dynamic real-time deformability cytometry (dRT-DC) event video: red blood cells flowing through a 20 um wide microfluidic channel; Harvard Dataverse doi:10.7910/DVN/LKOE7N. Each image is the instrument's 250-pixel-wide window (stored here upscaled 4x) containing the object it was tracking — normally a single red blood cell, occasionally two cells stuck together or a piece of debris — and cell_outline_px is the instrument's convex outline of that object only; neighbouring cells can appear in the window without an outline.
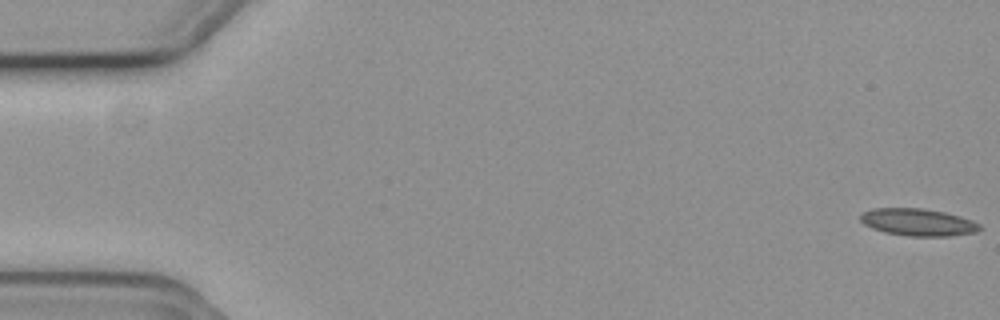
{"species": "common noctule bat (a hibernating species)", "species_latin": "Nyctalus noctula", "temperature_condition": "cold", "stored_images_in_passage": 9, "camera_frame_rate_fps": 3000, "um_per_image_px": 0.085, "animal": {"sex": "female", "body_mass_g": 19.3, "forearm_length_mm": 54.1}, "frame": {"image": 1, "passage_image": 1, "time_ms": 0.0, "image_size_px": [1000, 320], "cell_outline_px": [[980, 228], [976, 232], [948, 236], [908, 236], [884, 232], [872, 228], [864, 224], [860, 220], [860, 212], [872, 208], [924, 208], [944, 212], [960, 216], [972, 220], [980, 224]], "centroid_in_image_um": [77.99, 18.88], "position_along_channel_um": 7.0, "area_um2": 19.02}}